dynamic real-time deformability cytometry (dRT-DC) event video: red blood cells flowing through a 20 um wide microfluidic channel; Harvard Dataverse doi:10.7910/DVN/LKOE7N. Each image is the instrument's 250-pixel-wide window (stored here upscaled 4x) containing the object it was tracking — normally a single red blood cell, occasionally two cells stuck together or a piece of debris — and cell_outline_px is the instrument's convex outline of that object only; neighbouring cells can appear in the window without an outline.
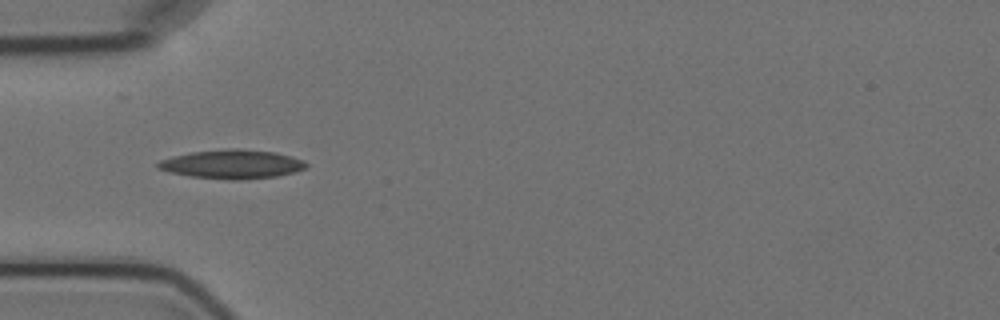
{"species": "Egyptian fruit bat (a non-hibernating species)", "species_latin": "Rousettus aegyptiacus", "temperature_condition": "cold", "stored_images_in_passage": 8, "camera_frame_rate_fps": 3000, "um_per_image_px": 0.085, "animal": {"sex": "female"}, "frame": {"image": 1, "passage_image": 5, "time_ms": 4.667, "image_size_px": [1000, 320], "cell_outline_px": [[308, 168], [296, 172], [276, 176], [240, 180], [228, 180], [188, 176], [168, 172], [156, 168], [156, 164], [160, 160], [172, 156], [192, 152], [228, 148], [240, 148], [276, 152], [292, 156], [304, 160], [308, 164]], "centroid_in_image_um": [19.74, 13.95], "position_along_channel_um": 65.3, "area_um2": 25.43}}
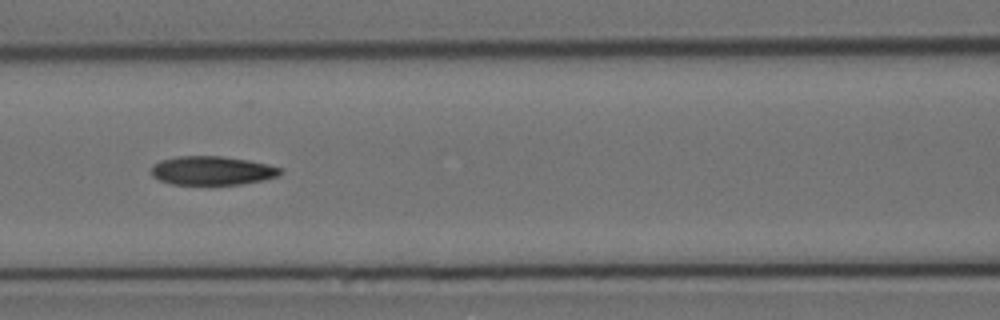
{"frame": {"image": 2, "passage_image": 7, "time_ms": 7.0, "image_size_px": [1000, 320], "cell_outline_px": [[284, 172], [280, 176], [264, 180], [240, 184], [172, 184], [160, 180], [152, 176], [152, 164], [160, 160], [176, 156], [220, 156], [248, 160], [268, 164], [284, 168]], "centroid_in_image_um": [18.08, 14.49], "position_along_channel_um": 148.5, "area_um2": 21.85}}
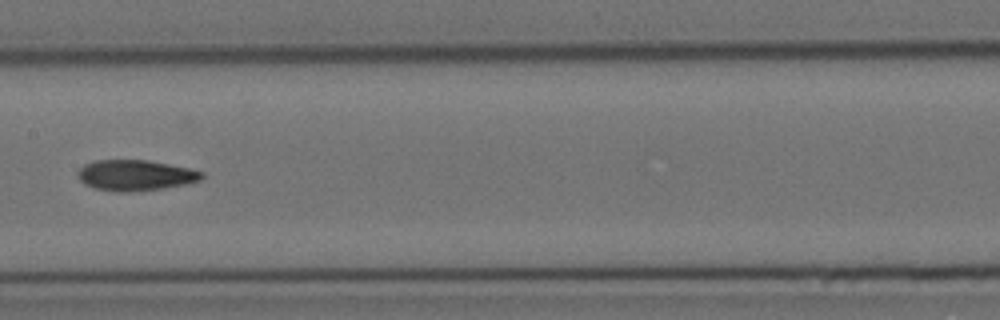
{"frame": {"image": 3, "passage_image": 8, "time_ms": 8.333, "image_size_px": [1000, 320], "cell_outline_px": [[204, 176], [200, 180], [188, 184], [164, 188], [128, 192], [116, 192], [96, 188], [84, 184], [76, 176], [76, 172], [84, 164], [96, 160], [148, 160], [188, 168], [204, 172]], "centroid_in_image_um": [11.49, 14.9], "position_along_channel_um": 195.9, "area_um2": 22.31}}